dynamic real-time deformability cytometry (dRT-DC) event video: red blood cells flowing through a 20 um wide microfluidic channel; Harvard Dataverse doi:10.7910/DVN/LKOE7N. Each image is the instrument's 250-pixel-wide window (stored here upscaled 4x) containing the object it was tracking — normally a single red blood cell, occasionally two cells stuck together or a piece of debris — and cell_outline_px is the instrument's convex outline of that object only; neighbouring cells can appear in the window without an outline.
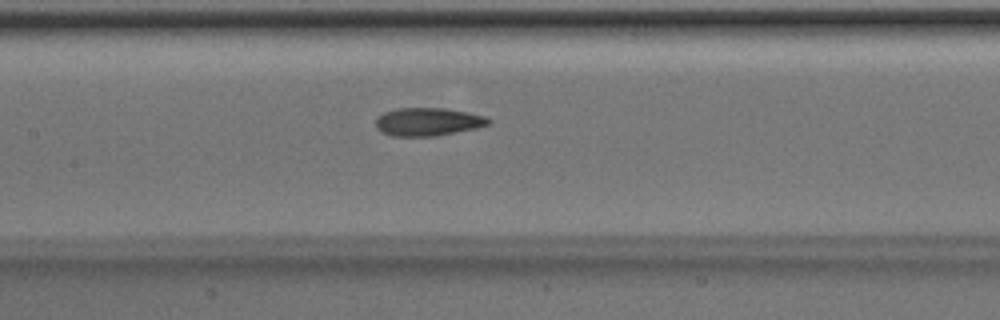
{"species": "Egyptian fruit bat (a non-hibernating species)", "species_latin": "Rousettus aegyptiacus", "temperature_condition": "room temperature", "stored_images_in_passage": 38, "camera_frame_rate_fps": 3000, "um_per_image_px": 0.085, "animal": {"sex": "male"}, "frame": {"image": 1, "passage_image": 12, "time_ms": 3.667, "image_size_px": [1000, 320], "cell_outline_px": [[492, 120], [488, 124], [476, 128], [436, 136], [392, 136], [380, 132], [376, 128], [376, 116], [384, 112], [396, 108], [444, 108], [484, 116]], "centroid_in_image_um": [36.31, 10.35], "position_along_channel_um": 171.1, "area_um2": 18.44}}
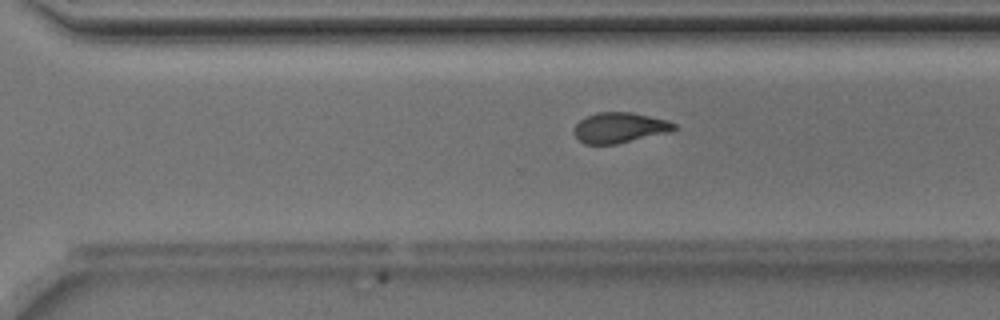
{"frame": {"image": 2, "passage_image": 23, "time_ms": 7.333, "image_size_px": [1000, 320], "cell_outline_px": [[676, 128], [672, 132], [616, 144], [584, 144], [576, 136], [576, 124], [580, 120], [596, 112], [632, 112], [668, 120], [676, 124]], "centroid_in_image_um": [52.73, 10.85], "position_along_channel_um": 317.9, "area_um2": 17.69}}
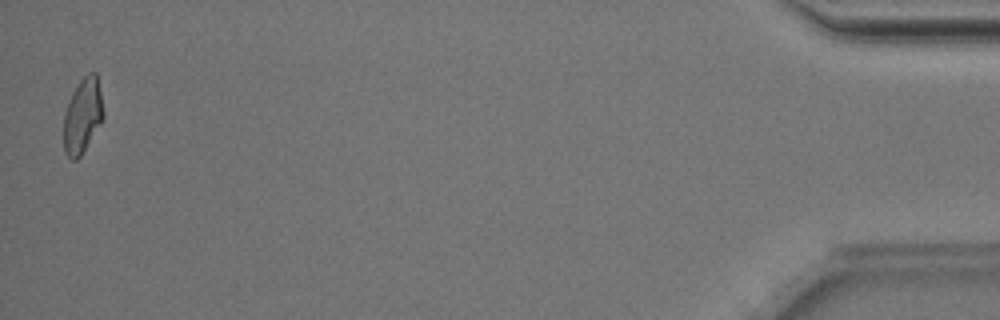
{"frame": {"image": 3, "passage_image": 38, "time_ms": 12.333, "image_size_px": [1000, 320], "cell_outline_px": [[104, 116], [100, 124], [80, 156], [76, 160], [72, 160], [64, 152], [64, 116], [68, 100], [80, 80], [88, 72], [96, 72], [104, 112]], "centroid_in_image_um": [7.02, 9.83], "position_along_channel_um": 428.2, "area_um2": 17.11}, "authors_computed_cell_mechanics": {"area_um2": 18.207, "velocity_mm_per_s": 4.0221, "shape_relaxation_time_tau1_ms": 3.3939, "shape_relaxation_time_tau2_ms": 2.1724, "deformation_change_tau1": 0.1403, "deformation_change_tau2": 0.0984}}